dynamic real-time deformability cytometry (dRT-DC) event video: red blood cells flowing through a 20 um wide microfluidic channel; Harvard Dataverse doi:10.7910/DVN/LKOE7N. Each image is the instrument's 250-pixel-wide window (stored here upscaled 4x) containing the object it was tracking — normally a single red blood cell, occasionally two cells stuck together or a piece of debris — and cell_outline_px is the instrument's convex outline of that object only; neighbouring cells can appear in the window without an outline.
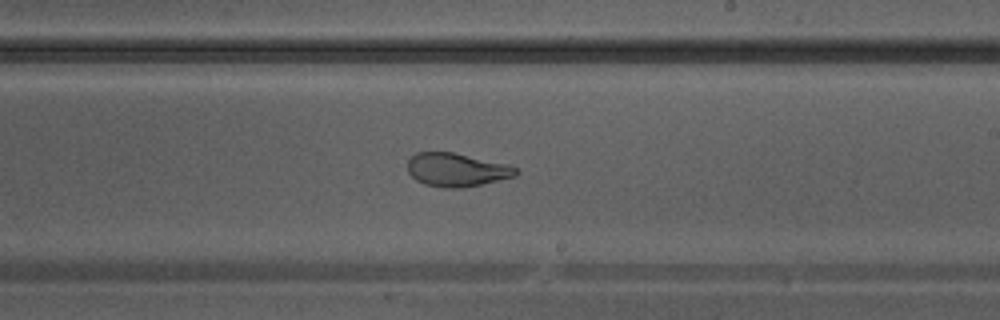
{"species": "Egyptian fruit bat (a non-hibernating species)", "species_latin": "Rousettus aegyptiacus", "temperature_condition": "warm", "stored_images_in_passage": 21, "camera_frame_rate_fps": 3000, "um_per_image_px": 0.085, "animal": {"sex": "male"}, "frame": {"image": 1, "passage_image": 15, "time_ms": 4.667, "image_size_px": [1000, 320], "cell_outline_px": [[520, 172], [516, 176], [480, 184], [460, 188], [444, 188], [424, 184], [416, 180], [408, 172], [408, 160], [416, 152], [452, 152], [512, 164]], "centroid_in_image_um": [38.84, 14.42], "position_along_channel_um": 250.2, "area_um2": 21.27}}